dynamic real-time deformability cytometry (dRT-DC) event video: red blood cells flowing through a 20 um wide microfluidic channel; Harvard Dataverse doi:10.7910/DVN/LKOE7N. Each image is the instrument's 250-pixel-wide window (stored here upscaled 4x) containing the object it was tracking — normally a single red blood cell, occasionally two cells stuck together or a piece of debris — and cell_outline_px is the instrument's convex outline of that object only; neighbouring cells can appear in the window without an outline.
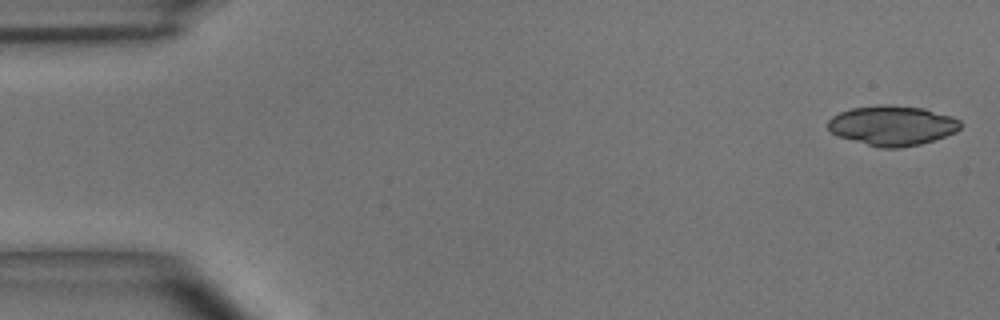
{"species": "common noctule bat (a hibernating species)", "species_latin": "Nyctalus noctula", "temperature_condition": "room temperature", "stored_images_in_passage": 4, "camera_frame_rate_fps": 3000, "um_per_image_px": 0.085, "animal": {"sex": "male", "body_mass_g": 15.6}, "frame": {"image": 1, "passage_image": 1, "time_ms": 0.0, "image_size_px": [1000, 320], "cell_outline_px": [[960, 128], [956, 132], [920, 144], [900, 148], [880, 148], [840, 136], [832, 132], [828, 128], [828, 120], [832, 116], [840, 112], [852, 108], [880, 104], [888, 104], [924, 108], [952, 116], [960, 120]], "centroid_in_image_um": [75.86, 10.65], "position_along_channel_um": 9.1, "area_um2": 30.63}}